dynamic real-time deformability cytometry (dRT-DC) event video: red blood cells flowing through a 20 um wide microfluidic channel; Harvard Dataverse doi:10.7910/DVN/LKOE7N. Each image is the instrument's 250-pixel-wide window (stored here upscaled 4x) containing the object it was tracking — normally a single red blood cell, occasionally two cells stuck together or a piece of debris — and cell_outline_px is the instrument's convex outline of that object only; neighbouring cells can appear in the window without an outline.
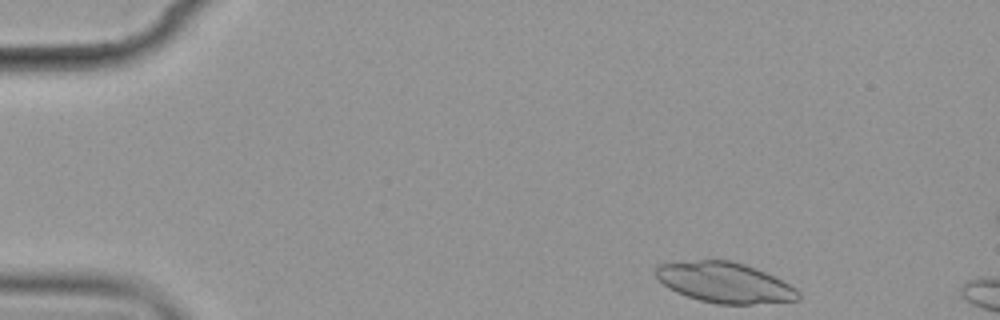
{"species": "common noctule bat (a hibernating species)", "species_latin": "Nyctalus noctula", "temperature_condition": "cold", "stored_images_in_passage": 3, "camera_frame_rate_fps": 3000, "um_per_image_px": 0.085, "animal": {"sex": "female", "body_mass_g": 19.9}, "frame": {"image": 1, "passage_image": 1, "time_ms": 0.0, "image_size_px": [1000, 320], "cell_outline_px": [[800, 300], [752, 304], [716, 304], [700, 300], [676, 292], [668, 288], [656, 276], [652, 268], [660, 264], [700, 260], [728, 260], [744, 264], [756, 268], [796, 288], [800, 292]], "centroid_in_image_um": [61.58, 24.02], "position_along_channel_um": 23.4, "area_um2": 33.35}}